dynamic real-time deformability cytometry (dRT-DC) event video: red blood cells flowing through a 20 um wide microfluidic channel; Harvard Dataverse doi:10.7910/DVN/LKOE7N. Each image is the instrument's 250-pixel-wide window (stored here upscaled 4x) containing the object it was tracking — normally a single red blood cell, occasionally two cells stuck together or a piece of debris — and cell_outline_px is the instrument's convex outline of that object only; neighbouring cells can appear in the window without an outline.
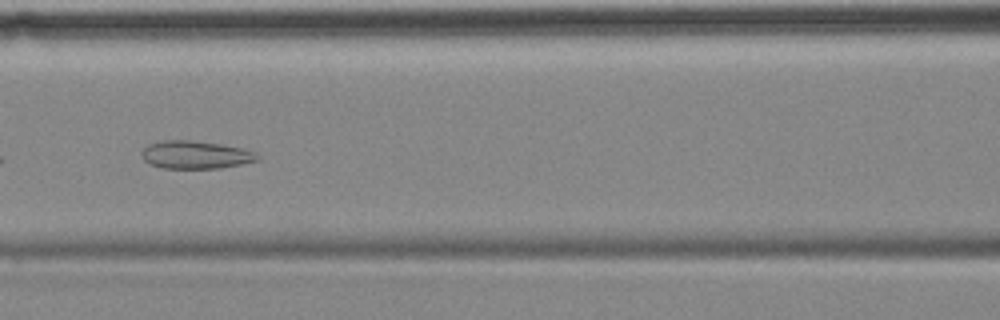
{"species": "common noctule bat (a hibernating species)", "species_latin": "Nyctalus noctula", "temperature_condition": "cold", "stored_images_in_passage": 7, "camera_frame_rate_fps": 3000, "um_per_image_px": 0.085, "animal": {"sex": "female", "body_mass_g": 18.4}, "frame": {"image": 1, "passage_image": 4, "time_ms": 3.333, "image_size_px": [1000, 320], "cell_outline_px": [[260, 160], [220, 168], [160, 168], [148, 164], [140, 156], [140, 152], [148, 144], [164, 140], [188, 140], [220, 144], [240, 148], [252, 152], [260, 156]], "centroid_in_image_um": [16.55, 13.16], "position_along_channel_um": 150.0, "area_um2": 18.79}}
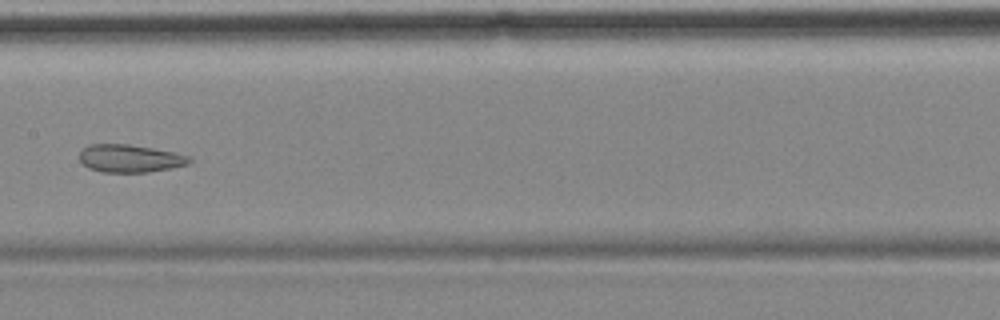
{"frame": {"image": 2, "passage_image": 5, "time_ms": 4.667, "image_size_px": [1000, 320], "cell_outline_px": [[192, 160], [188, 164], [172, 168], [148, 172], [104, 172], [88, 168], [80, 160], [80, 152], [88, 144], [128, 144], [152, 148], [172, 152], [188, 156]], "centroid_in_image_um": [11.03, 13.47], "position_along_channel_um": 196.4, "area_um2": 17.63}}
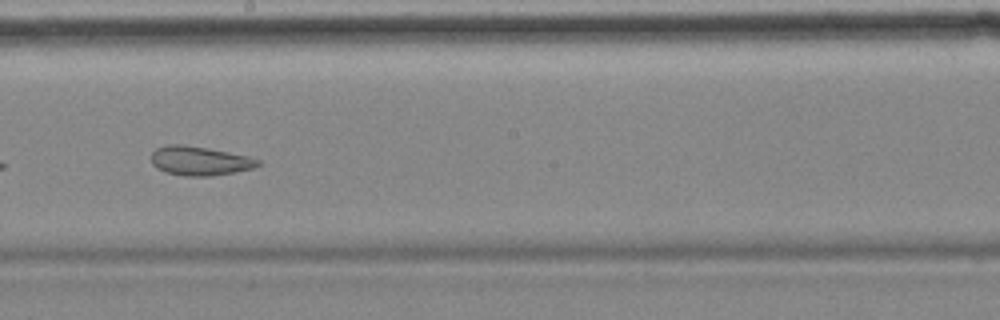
{"frame": {"image": 3, "passage_image": 6, "time_ms": 5.667, "image_size_px": [1000, 320], "cell_outline_px": [[260, 164], [256, 168], [212, 176], [184, 176], [164, 172], [156, 168], [152, 164], [152, 152], [156, 148], [168, 144], [180, 144], [228, 152], [248, 156], [260, 160]], "centroid_in_image_um": [16.97, 13.68], "position_along_channel_um": 231.2, "area_um2": 18.09}}